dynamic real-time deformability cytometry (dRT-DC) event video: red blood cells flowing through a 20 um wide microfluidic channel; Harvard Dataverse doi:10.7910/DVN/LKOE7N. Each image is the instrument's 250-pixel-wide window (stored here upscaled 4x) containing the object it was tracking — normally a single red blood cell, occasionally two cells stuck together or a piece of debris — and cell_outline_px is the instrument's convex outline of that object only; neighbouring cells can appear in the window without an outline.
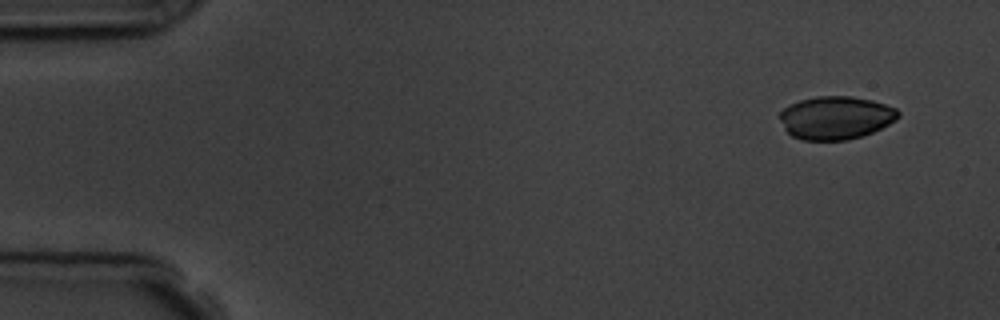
{"species": "common noctule bat (a hibernating species)", "species_latin": "Nyctalus noctula", "temperature_condition": "room temperature", "stored_images_in_passage": 6, "camera_frame_rate_fps": 3000, "um_per_image_px": 0.085, "animal": {"sex": "male", "body_mass_g": 19.5, "forearm_length_mm": 54.6}, "frame": {"image": 1, "passage_image": 1, "time_ms": 0.0, "image_size_px": [1000, 320], "cell_outline_px": [[900, 116], [896, 120], [872, 132], [848, 140], [804, 140], [792, 136], [784, 128], [780, 120], [780, 112], [784, 108], [800, 100], [816, 96], [852, 96], [872, 100], [896, 108], [900, 112]], "centroid_in_image_um": [71.05, 10.0], "position_along_channel_um": 14.0, "area_um2": 29.65}}